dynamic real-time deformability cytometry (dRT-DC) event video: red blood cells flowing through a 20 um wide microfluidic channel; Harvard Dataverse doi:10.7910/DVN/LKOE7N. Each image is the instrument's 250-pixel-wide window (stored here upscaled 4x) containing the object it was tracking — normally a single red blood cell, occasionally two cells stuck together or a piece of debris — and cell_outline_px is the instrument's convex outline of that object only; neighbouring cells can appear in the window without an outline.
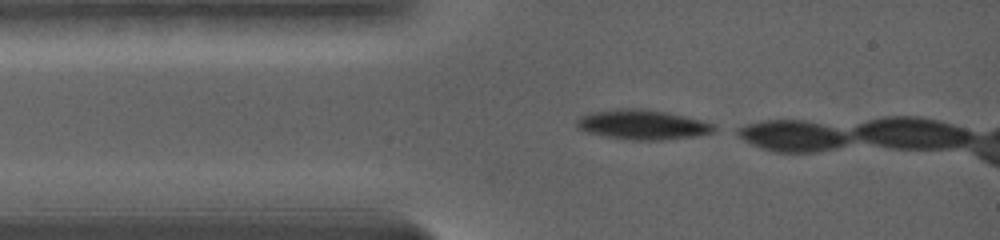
{"species": "common noctule bat (a hibernating species)", "species_latin": "Nyctalus noctula", "temperature_condition": "warm", "stored_images_in_passage": 3, "camera_frame_rate_fps": 5000, "um_per_image_px": 0.085, "animal": {"sex": "female", "body_mass_g": 19.0, "forearm_length_mm": 56.7}, "frame": {"image": 1, "passage_image": 1, "time_ms": 0.0, "image_size_px": [1000, 240], "cell_outline_px": [[720, 128], [712, 132], [696, 136], [660, 140], [632, 140], [608, 136], [588, 132], [580, 128], [576, 124], [576, 120], [584, 116], [596, 112], [624, 108], [636, 108], [664, 112], [700, 120], [712, 124]], "centroid_in_image_um": [54.67, 10.61], "position_along_channel_um": 30.3, "area_um2": 23.06}}